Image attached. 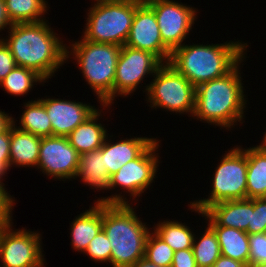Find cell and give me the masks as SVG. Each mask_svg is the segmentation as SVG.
I'll use <instances>...</instances> for the list:
<instances>
[{
	"label": "cell",
	"mask_w": 266,
	"mask_h": 267,
	"mask_svg": "<svg viewBox=\"0 0 266 267\" xmlns=\"http://www.w3.org/2000/svg\"><path fill=\"white\" fill-rule=\"evenodd\" d=\"M112 194L98 198L102 203V229L111 244L110 265L130 267L144 258L148 236L151 232L142 222L124 195ZM127 200V201H126Z\"/></svg>",
	"instance_id": "6da1fadb"
},
{
	"label": "cell",
	"mask_w": 266,
	"mask_h": 267,
	"mask_svg": "<svg viewBox=\"0 0 266 267\" xmlns=\"http://www.w3.org/2000/svg\"><path fill=\"white\" fill-rule=\"evenodd\" d=\"M47 22L15 23L6 38H1L17 66L34 70L46 81L67 62V44Z\"/></svg>",
	"instance_id": "7a4b0ae2"
},
{
	"label": "cell",
	"mask_w": 266,
	"mask_h": 267,
	"mask_svg": "<svg viewBox=\"0 0 266 267\" xmlns=\"http://www.w3.org/2000/svg\"><path fill=\"white\" fill-rule=\"evenodd\" d=\"M242 62L243 59L228 74L196 87L193 118L226 130L244 122L248 100L239 66Z\"/></svg>",
	"instance_id": "3957f363"
},
{
	"label": "cell",
	"mask_w": 266,
	"mask_h": 267,
	"mask_svg": "<svg viewBox=\"0 0 266 267\" xmlns=\"http://www.w3.org/2000/svg\"><path fill=\"white\" fill-rule=\"evenodd\" d=\"M192 44L185 43L176 48L168 63L195 88L228 74L242 59L246 60L245 53L249 47L239 40L211 45Z\"/></svg>",
	"instance_id": "277c9868"
},
{
	"label": "cell",
	"mask_w": 266,
	"mask_h": 267,
	"mask_svg": "<svg viewBox=\"0 0 266 267\" xmlns=\"http://www.w3.org/2000/svg\"><path fill=\"white\" fill-rule=\"evenodd\" d=\"M120 51L121 46L91 42L83 37L67 46V61L68 58L77 61L83 77L96 94L103 110L111 108L114 103V79Z\"/></svg>",
	"instance_id": "5b68a950"
},
{
	"label": "cell",
	"mask_w": 266,
	"mask_h": 267,
	"mask_svg": "<svg viewBox=\"0 0 266 267\" xmlns=\"http://www.w3.org/2000/svg\"><path fill=\"white\" fill-rule=\"evenodd\" d=\"M143 0L94 2L87 12L82 37L96 43L124 46L136 8Z\"/></svg>",
	"instance_id": "8992f818"
},
{
	"label": "cell",
	"mask_w": 266,
	"mask_h": 267,
	"mask_svg": "<svg viewBox=\"0 0 266 267\" xmlns=\"http://www.w3.org/2000/svg\"><path fill=\"white\" fill-rule=\"evenodd\" d=\"M225 152L214 170L208 198L190 201V205L201 212L223 201L246 199L247 147L234 146Z\"/></svg>",
	"instance_id": "52a82bcc"
},
{
	"label": "cell",
	"mask_w": 266,
	"mask_h": 267,
	"mask_svg": "<svg viewBox=\"0 0 266 267\" xmlns=\"http://www.w3.org/2000/svg\"><path fill=\"white\" fill-rule=\"evenodd\" d=\"M145 87L146 101L150 107L162 108L175 114L192 117L195 108L196 88L170 63H163ZM148 95V96H147Z\"/></svg>",
	"instance_id": "ba28073f"
},
{
	"label": "cell",
	"mask_w": 266,
	"mask_h": 267,
	"mask_svg": "<svg viewBox=\"0 0 266 267\" xmlns=\"http://www.w3.org/2000/svg\"><path fill=\"white\" fill-rule=\"evenodd\" d=\"M0 227V267H44L42 235L37 231Z\"/></svg>",
	"instance_id": "9c48e42d"
},
{
	"label": "cell",
	"mask_w": 266,
	"mask_h": 267,
	"mask_svg": "<svg viewBox=\"0 0 266 267\" xmlns=\"http://www.w3.org/2000/svg\"><path fill=\"white\" fill-rule=\"evenodd\" d=\"M143 1L154 11L164 45L171 52L182 46L198 19L197 9L174 0Z\"/></svg>",
	"instance_id": "30bf717a"
},
{
	"label": "cell",
	"mask_w": 266,
	"mask_h": 267,
	"mask_svg": "<svg viewBox=\"0 0 266 267\" xmlns=\"http://www.w3.org/2000/svg\"><path fill=\"white\" fill-rule=\"evenodd\" d=\"M160 140L156 139L138 158L124 164L116 173L110 176V190L123 188V192L135 198L142 196L156 179L160 156L158 147ZM138 196V197H137Z\"/></svg>",
	"instance_id": "8fae6325"
},
{
	"label": "cell",
	"mask_w": 266,
	"mask_h": 267,
	"mask_svg": "<svg viewBox=\"0 0 266 267\" xmlns=\"http://www.w3.org/2000/svg\"><path fill=\"white\" fill-rule=\"evenodd\" d=\"M162 64L148 51L122 46L114 79V99L118 96L128 97L134 93L141 81L148 74L154 76Z\"/></svg>",
	"instance_id": "7c38bea8"
},
{
	"label": "cell",
	"mask_w": 266,
	"mask_h": 267,
	"mask_svg": "<svg viewBox=\"0 0 266 267\" xmlns=\"http://www.w3.org/2000/svg\"><path fill=\"white\" fill-rule=\"evenodd\" d=\"M79 157L67 137H42L37 168L50 179H75Z\"/></svg>",
	"instance_id": "4fadbf2b"
},
{
	"label": "cell",
	"mask_w": 266,
	"mask_h": 267,
	"mask_svg": "<svg viewBox=\"0 0 266 267\" xmlns=\"http://www.w3.org/2000/svg\"><path fill=\"white\" fill-rule=\"evenodd\" d=\"M126 46L148 51L168 63L171 51L164 45L154 11L143 1L135 10Z\"/></svg>",
	"instance_id": "5bb4252c"
},
{
	"label": "cell",
	"mask_w": 266,
	"mask_h": 267,
	"mask_svg": "<svg viewBox=\"0 0 266 267\" xmlns=\"http://www.w3.org/2000/svg\"><path fill=\"white\" fill-rule=\"evenodd\" d=\"M50 119L53 136L67 137L98 108L85 102L60 98H39Z\"/></svg>",
	"instance_id": "9a60e30c"
},
{
	"label": "cell",
	"mask_w": 266,
	"mask_h": 267,
	"mask_svg": "<svg viewBox=\"0 0 266 267\" xmlns=\"http://www.w3.org/2000/svg\"><path fill=\"white\" fill-rule=\"evenodd\" d=\"M191 212L206 217L210 226H225L247 231L251 218V199L223 201L209 206L204 212L195 209L188 204ZM209 222V223H208Z\"/></svg>",
	"instance_id": "2e32d148"
},
{
	"label": "cell",
	"mask_w": 266,
	"mask_h": 267,
	"mask_svg": "<svg viewBox=\"0 0 266 267\" xmlns=\"http://www.w3.org/2000/svg\"><path fill=\"white\" fill-rule=\"evenodd\" d=\"M157 138L127 137L112 143L106 136L102 145L105 167L109 175L116 173L124 164L138 158Z\"/></svg>",
	"instance_id": "e0dca14e"
},
{
	"label": "cell",
	"mask_w": 266,
	"mask_h": 267,
	"mask_svg": "<svg viewBox=\"0 0 266 267\" xmlns=\"http://www.w3.org/2000/svg\"><path fill=\"white\" fill-rule=\"evenodd\" d=\"M14 120L13 117L10 126V168L37 167L42 137L18 129L15 125L18 120Z\"/></svg>",
	"instance_id": "ac0fdd59"
},
{
	"label": "cell",
	"mask_w": 266,
	"mask_h": 267,
	"mask_svg": "<svg viewBox=\"0 0 266 267\" xmlns=\"http://www.w3.org/2000/svg\"><path fill=\"white\" fill-rule=\"evenodd\" d=\"M90 207L78 214L70 225L71 248L78 252L84 253L89 242L102 229V203Z\"/></svg>",
	"instance_id": "d6986e66"
},
{
	"label": "cell",
	"mask_w": 266,
	"mask_h": 267,
	"mask_svg": "<svg viewBox=\"0 0 266 267\" xmlns=\"http://www.w3.org/2000/svg\"><path fill=\"white\" fill-rule=\"evenodd\" d=\"M102 111L97 109L67 136L70 144L80 155L100 149L106 136L109 135L105 126L100 121L97 122L100 116L102 117Z\"/></svg>",
	"instance_id": "ffe728a7"
},
{
	"label": "cell",
	"mask_w": 266,
	"mask_h": 267,
	"mask_svg": "<svg viewBox=\"0 0 266 267\" xmlns=\"http://www.w3.org/2000/svg\"><path fill=\"white\" fill-rule=\"evenodd\" d=\"M76 178L97 191L110 190V175L105 167L102 147L80 155Z\"/></svg>",
	"instance_id": "44dd1931"
},
{
	"label": "cell",
	"mask_w": 266,
	"mask_h": 267,
	"mask_svg": "<svg viewBox=\"0 0 266 267\" xmlns=\"http://www.w3.org/2000/svg\"><path fill=\"white\" fill-rule=\"evenodd\" d=\"M218 238L221 255L240 261L249 267V235L247 232L225 226H211Z\"/></svg>",
	"instance_id": "7402d4cb"
},
{
	"label": "cell",
	"mask_w": 266,
	"mask_h": 267,
	"mask_svg": "<svg viewBox=\"0 0 266 267\" xmlns=\"http://www.w3.org/2000/svg\"><path fill=\"white\" fill-rule=\"evenodd\" d=\"M246 198H262L266 192V152L247 148Z\"/></svg>",
	"instance_id": "603a6c76"
},
{
	"label": "cell",
	"mask_w": 266,
	"mask_h": 267,
	"mask_svg": "<svg viewBox=\"0 0 266 267\" xmlns=\"http://www.w3.org/2000/svg\"><path fill=\"white\" fill-rule=\"evenodd\" d=\"M24 111L19 119L18 129L39 137L53 136L52 125L43 103L31 100L24 103Z\"/></svg>",
	"instance_id": "cb8c5ba5"
},
{
	"label": "cell",
	"mask_w": 266,
	"mask_h": 267,
	"mask_svg": "<svg viewBox=\"0 0 266 267\" xmlns=\"http://www.w3.org/2000/svg\"><path fill=\"white\" fill-rule=\"evenodd\" d=\"M8 17L15 23H38L46 20V0H5Z\"/></svg>",
	"instance_id": "d4e9b609"
},
{
	"label": "cell",
	"mask_w": 266,
	"mask_h": 267,
	"mask_svg": "<svg viewBox=\"0 0 266 267\" xmlns=\"http://www.w3.org/2000/svg\"><path fill=\"white\" fill-rule=\"evenodd\" d=\"M186 223L181 221L165 220L157 222L153 226L154 232L167 243L174 252L179 250L192 248L194 232L187 226Z\"/></svg>",
	"instance_id": "484cf974"
},
{
	"label": "cell",
	"mask_w": 266,
	"mask_h": 267,
	"mask_svg": "<svg viewBox=\"0 0 266 267\" xmlns=\"http://www.w3.org/2000/svg\"><path fill=\"white\" fill-rule=\"evenodd\" d=\"M207 226L199 238L194 235L193 239L192 251L198 267H212L221 256L217 235L209 224Z\"/></svg>",
	"instance_id": "4316f807"
},
{
	"label": "cell",
	"mask_w": 266,
	"mask_h": 267,
	"mask_svg": "<svg viewBox=\"0 0 266 267\" xmlns=\"http://www.w3.org/2000/svg\"><path fill=\"white\" fill-rule=\"evenodd\" d=\"M44 83L46 80L34 70L17 66L3 79L0 86L5 93L14 96H24L36 85ZM35 83V84H34Z\"/></svg>",
	"instance_id": "83f0119b"
},
{
	"label": "cell",
	"mask_w": 266,
	"mask_h": 267,
	"mask_svg": "<svg viewBox=\"0 0 266 267\" xmlns=\"http://www.w3.org/2000/svg\"><path fill=\"white\" fill-rule=\"evenodd\" d=\"M174 250L154 231H151L145 248V256L149 262L161 267H171Z\"/></svg>",
	"instance_id": "f1b7e54d"
},
{
	"label": "cell",
	"mask_w": 266,
	"mask_h": 267,
	"mask_svg": "<svg viewBox=\"0 0 266 267\" xmlns=\"http://www.w3.org/2000/svg\"><path fill=\"white\" fill-rule=\"evenodd\" d=\"M84 254L95 263L109 262L110 264L111 244L103 229L89 242Z\"/></svg>",
	"instance_id": "f546056e"
},
{
	"label": "cell",
	"mask_w": 266,
	"mask_h": 267,
	"mask_svg": "<svg viewBox=\"0 0 266 267\" xmlns=\"http://www.w3.org/2000/svg\"><path fill=\"white\" fill-rule=\"evenodd\" d=\"M266 230V200L262 198L251 199V218L248 223V235L265 233Z\"/></svg>",
	"instance_id": "4dcf8cb0"
},
{
	"label": "cell",
	"mask_w": 266,
	"mask_h": 267,
	"mask_svg": "<svg viewBox=\"0 0 266 267\" xmlns=\"http://www.w3.org/2000/svg\"><path fill=\"white\" fill-rule=\"evenodd\" d=\"M249 266L257 263H266V234L249 235Z\"/></svg>",
	"instance_id": "1f68e13d"
},
{
	"label": "cell",
	"mask_w": 266,
	"mask_h": 267,
	"mask_svg": "<svg viewBox=\"0 0 266 267\" xmlns=\"http://www.w3.org/2000/svg\"><path fill=\"white\" fill-rule=\"evenodd\" d=\"M14 204L15 198H12L5 185L0 183V227L12 223Z\"/></svg>",
	"instance_id": "d6a6232c"
},
{
	"label": "cell",
	"mask_w": 266,
	"mask_h": 267,
	"mask_svg": "<svg viewBox=\"0 0 266 267\" xmlns=\"http://www.w3.org/2000/svg\"><path fill=\"white\" fill-rule=\"evenodd\" d=\"M16 67L8 46L0 39V83Z\"/></svg>",
	"instance_id": "836d02e7"
},
{
	"label": "cell",
	"mask_w": 266,
	"mask_h": 267,
	"mask_svg": "<svg viewBox=\"0 0 266 267\" xmlns=\"http://www.w3.org/2000/svg\"><path fill=\"white\" fill-rule=\"evenodd\" d=\"M171 267H198L193 255L192 248L174 252Z\"/></svg>",
	"instance_id": "e575fe53"
},
{
	"label": "cell",
	"mask_w": 266,
	"mask_h": 267,
	"mask_svg": "<svg viewBox=\"0 0 266 267\" xmlns=\"http://www.w3.org/2000/svg\"><path fill=\"white\" fill-rule=\"evenodd\" d=\"M0 157H10V127L0 134Z\"/></svg>",
	"instance_id": "d590c367"
},
{
	"label": "cell",
	"mask_w": 266,
	"mask_h": 267,
	"mask_svg": "<svg viewBox=\"0 0 266 267\" xmlns=\"http://www.w3.org/2000/svg\"><path fill=\"white\" fill-rule=\"evenodd\" d=\"M212 267H247L244 263L221 255Z\"/></svg>",
	"instance_id": "8d00e7d4"
},
{
	"label": "cell",
	"mask_w": 266,
	"mask_h": 267,
	"mask_svg": "<svg viewBox=\"0 0 266 267\" xmlns=\"http://www.w3.org/2000/svg\"><path fill=\"white\" fill-rule=\"evenodd\" d=\"M12 25L13 23L8 17V14L6 11L5 0H0V32L5 29H10Z\"/></svg>",
	"instance_id": "74e56055"
},
{
	"label": "cell",
	"mask_w": 266,
	"mask_h": 267,
	"mask_svg": "<svg viewBox=\"0 0 266 267\" xmlns=\"http://www.w3.org/2000/svg\"><path fill=\"white\" fill-rule=\"evenodd\" d=\"M13 124L12 115L9 116V113L0 110V134L6 131Z\"/></svg>",
	"instance_id": "f35d334b"
},
{
	"label": "cell",
	"mask_w": 266,
	"mask_h": 267,
	"mask_svg": "<svg viewBox=\"0 0 266 267\" xmlns=\"http://www.w3.org/2000/svg\"><path fill=\"white\" fill-rule=\"evenodd\" d=\"M10 170V157H0V183L2 182L3 177L5 178V174Z\"/></svg>",
	"instance_id": "ab89813d"
},
{
	"label": "cell",
	"mask_w": 266,
	"mask_h": 267,
	"mask_svg": "<svg viewBox=\"0 0 266 267\" xmlns=\"http://www.w3.org/2000/svg\"><path fill=\"white\" fill-rule=\"evenodd\" d=\"M130 267H161L149 262L146 258L139 259L134 265Z\"/></svg>",
	"instance_id": "60d3db41"
},
{
	"label": "cell",
	"mask_w": 266,
	"mask_h": 267,
	"mask_svg": "<svg viewBox=\"0 0 266 267\" xmlns=\"http://www.w3.org/2000/svg\"><path fill=\"white\" fill-rule=\"evenodd\" d=\"M264 133L265 134H263L264 136L262 138L263 140H262L261 144L257 145L256 147L259 150L266 152V132H264Z\"/></svg>",
	"instance_id": "b9f144b4"
},
{
	"label": "cell",
	"mask_w": 266,
	"mask_h": 267,
	"mask_svg": "<svg viewBox=\"0 0 266 267\" xmlns=\"http://www.w3.org/2000/svg\"><path fill=\"white\" fill-rule=\"evenodd\" d=\"M249 267H266V263H257V264L250 265Z\"/></svg>",
	"instance_id": "7bdbcfd3"
},
{
	"label": "cell",
	"mask_w": 266,
	"mask_h": 267,
	"mask_svg": "<svg viewBox=\"0 0 266 267\" xmlns=\"http://www.w3.org/2000/svg\"><path fill=\"white\" fill-rule=\"evenodd\" d=\"M101 1H120V0H94V2H101Z\"/></svg>",
	"instance_id": "ee69618b"
},
{
	"label": "cell",
	"mask_w": 266,
	"mask_h": 267,
	"mask_svg": "<svg viewBox=\"0 0 266 267\" xmlns=\"http://www.w3.org/2000/svg\"><path fill=\"white\" fill-rule=\"evenodd\" d=\"M262 199L266 200V192H265L264 196L262 197Z\"/></svg>",
	"instance_id": "f6af8a7d"
}]
</instances>
